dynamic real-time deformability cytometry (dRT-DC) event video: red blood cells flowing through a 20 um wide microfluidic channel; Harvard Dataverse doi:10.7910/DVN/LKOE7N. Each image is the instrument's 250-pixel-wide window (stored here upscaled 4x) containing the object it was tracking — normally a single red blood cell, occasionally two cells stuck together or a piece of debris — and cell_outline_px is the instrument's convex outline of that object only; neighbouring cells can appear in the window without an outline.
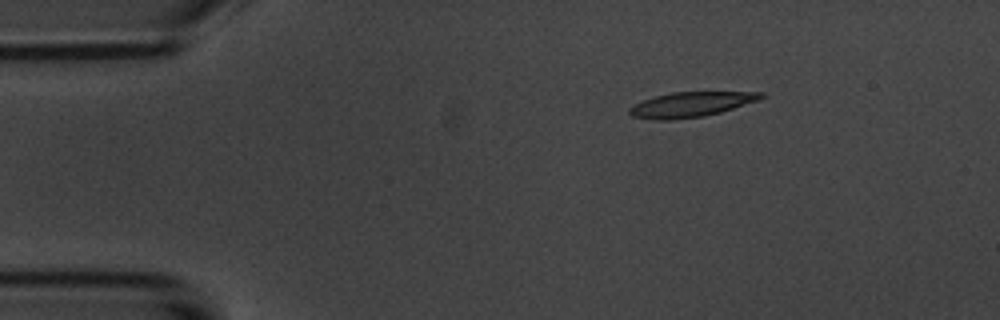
{"species": "common noctule bat (a hibernating species)", "species_latin": "Nyctalus noctula", "temperature_condition": "room temperature", "stored_images_in_passage": 7, "camera_frame_rate_fps": 3000, "um_per_image_px": 0.085, "animal": {"sex": "male", "body_mass_g": 20.1, "forearm_length_mm": 53.5}, "frame": {"image": 1, "passage_image": 1, "time_ms": 0.0, "image_size_px": [1000, 320], "cell_outline_px": [[764, 96], [760, 100], [720, 112], [704, 116], [672, 120], [652, 120], [632, 116], [628, 112], [628, 108], [644, 100], [656, 96], [672, 92], [764, 92]], "centroid_in_image_um": [58.73, 8.88], "position_along_channel_um": 26.3, "area_um2": 19.07}}
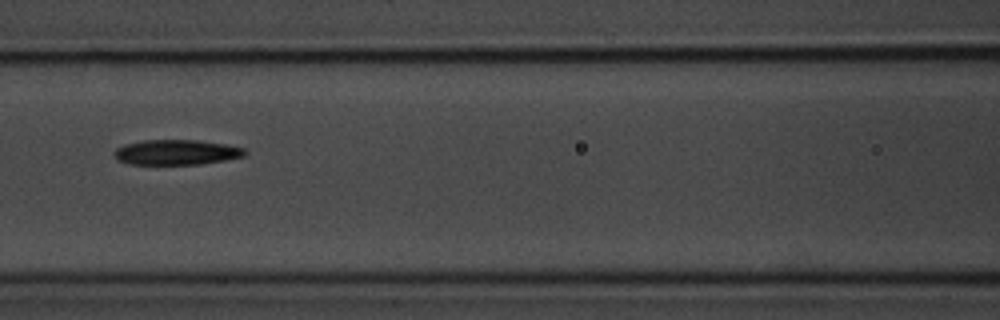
{"frame": {"image": 2, "passage_image": 5, "time_ms": 5.0, "image_size_px": [1000, 320], "cell_outline_px": [[248, 152], [244, 156], [224, 160], [200, 164], [128, 164], [116, 160], [112, 152], [116, 148], [124, 144], [144, 140], [196, 140], [228, 144], [244, 148]], "centroid_in_image_um": [14.97, 12.94], "position_along_channel_um": 151.6, "area_um2": 19.31}}
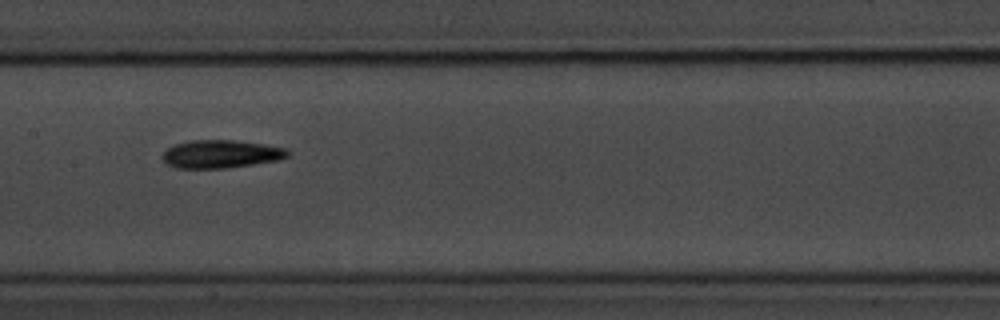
{"frame": {"image": 3, "passage_image": 6, "time_ms": 6.0, "image_size_px": [1000, 320], "cell_outline_px": [[288, 156], [280, 160], [228, 168], [176, 168], [168, 164], [160, 156], [168, 148], [176, 144], [188, 140], [236, 140], [264, 144], [284, 148], [288, 152]], "centroid_in_image_um": [18.77, 13.09], "position_along_channel_um": 188.6, "area_um2": 20.46}}